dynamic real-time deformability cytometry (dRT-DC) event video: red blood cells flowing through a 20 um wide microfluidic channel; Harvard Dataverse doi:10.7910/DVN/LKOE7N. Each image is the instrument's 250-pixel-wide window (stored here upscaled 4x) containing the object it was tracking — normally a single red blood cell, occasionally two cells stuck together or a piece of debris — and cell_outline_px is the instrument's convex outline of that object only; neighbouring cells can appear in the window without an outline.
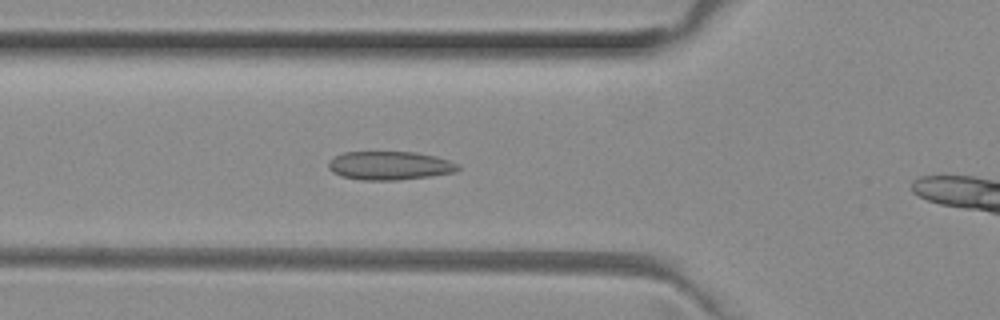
{"species": "common noctule bat (a hibernating species)", "species_latin": "Nyctalus noctula", "temperature_condition": "room temperature", "stored_images_in_passage": 30, "camera_frame_rate_fps": 3000, "um_per_image_px": 0.085, "animal": {"sex": "female", "body_mass_g": 29.2, "forearm_length_mm": 56.3}, "frame": {"image": 1, "passage_image": 6, "time_ms": 1.667, "image_size_px": [1000, 320], "cell_outline_px": [[460, 168], [456, 172], [428, 176], [396, 180], [360, 180], [340, 176], [332, 172], [328, 168], [328, 160], [344, 152], [416, 152], [436, 156], [460, 164]], "centroid_in_image_um": [33.11, 14.07], "position_along_channel_um": 92.7, "area_um2": 21.68}}
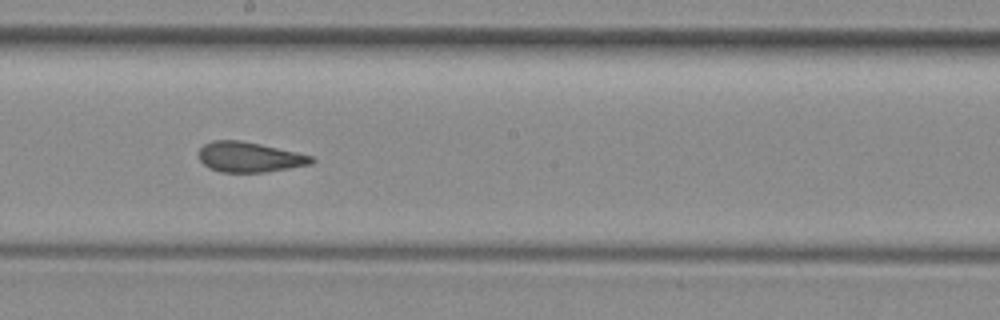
{"frame": {"image": 2, "passage_image": 16, "time_ms": 5.0, "image_size_px": [1000, 320], "cell_outline_px": [[316, 160], [312, 164], [264, 172], [220, 172], [208, 168], [200, 160], [196, 152], [204, 144], [212, 140], [240, 140], [260, 144], [296, 152], [312, 156]], "centroid_in_image_um": [21.16, 13.35], "position_along_channel_um": 227.0, "area_um2": 19.88}}
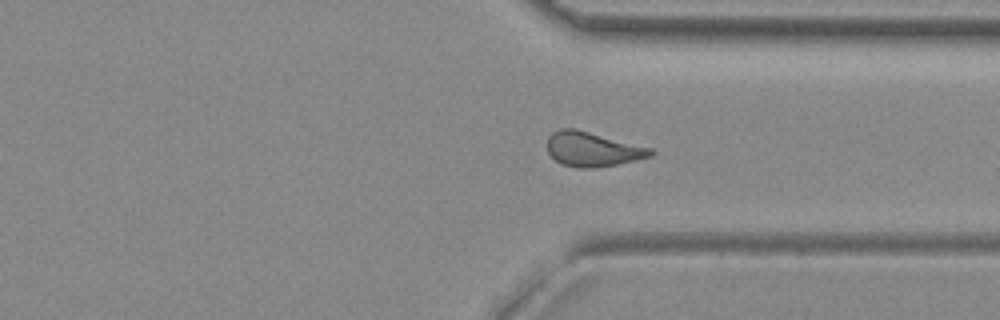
{"frame": {"image": 3, "passage_image": 26, "time_ms": 8.333, "image_size_px": [1000, 320], "cell_outline_px": [[656, 152], [652, 156], [616, 164], [592, 168], [576, 168], [564, 164], [556, 160], [548, 152], [548, 136], [552, 132], [560, 128], [576, 128], [652, 148]], "centroid_in_image_um": [50.37, 12.67], "position_along_channel_um": 361.0, "area_um2": 20.75}}